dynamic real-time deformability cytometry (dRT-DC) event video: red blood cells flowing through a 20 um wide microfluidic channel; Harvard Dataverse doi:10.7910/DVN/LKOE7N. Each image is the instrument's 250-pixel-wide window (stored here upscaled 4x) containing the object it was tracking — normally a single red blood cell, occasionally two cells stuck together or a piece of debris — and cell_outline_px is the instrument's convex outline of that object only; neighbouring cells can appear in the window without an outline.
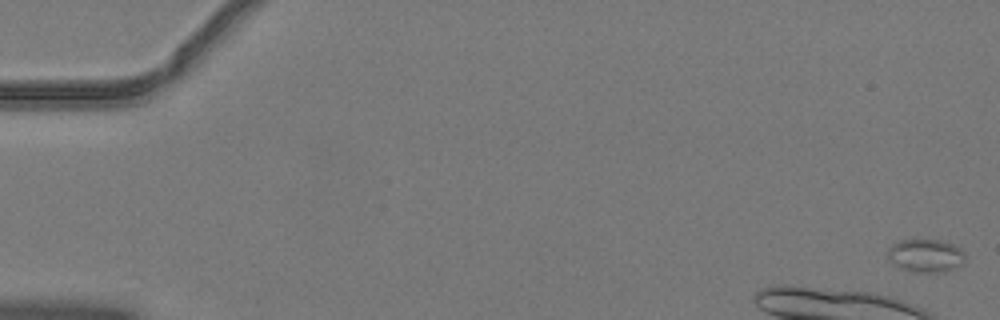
{"species": "common noctule bat (a hibernating species)", "species_latin": "Nyctalus noctula", "temperature_condition": "warm", "stored_images_in_passage": 17, "camera_frame_rate_fps": 3000, "um_per_image_px": 0.085, "animal": {"sex": "male", "body_mass_g": 19.2, "forearm_length_mm": 51.8}, "frame": {"image": 1, "passage_image": 1, "time_ms": 0.0, "image_size_px": [1000, 320], "cell_outline_px": [[964, 264], [956, 268], [944, 272], [916, 272], [900, 268], [888, 260], [888, 248], [892, 244], [900, 240], [940, 240], [952, 244], [960, 248], [964, 252]], "centroid_in_image_um": [78.69, 21.74], "position_along_channel_um": 6.3, "area_um2": 15.03}}